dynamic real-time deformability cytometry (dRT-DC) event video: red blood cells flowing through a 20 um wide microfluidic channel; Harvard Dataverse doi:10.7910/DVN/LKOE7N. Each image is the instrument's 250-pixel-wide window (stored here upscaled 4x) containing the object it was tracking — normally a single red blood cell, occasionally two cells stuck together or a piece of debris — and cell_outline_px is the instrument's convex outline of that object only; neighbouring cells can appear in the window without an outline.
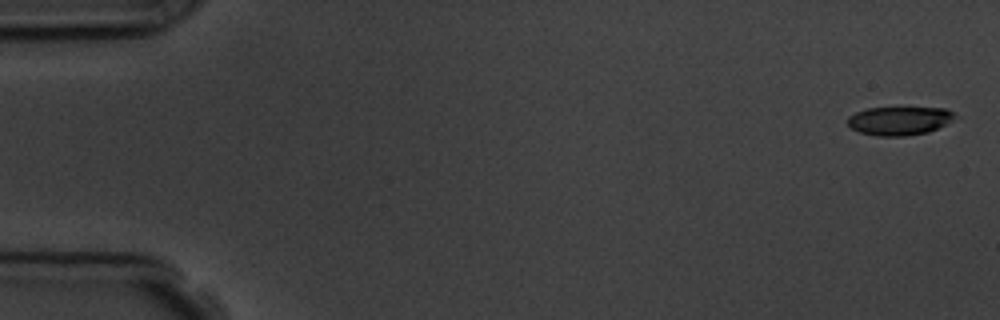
{"species": "common noctule bat (a hibernating species)", "species_latin": "Nyctalus noctula", "temperature_condition": "room temperature", "stored_images_in_passage": 5, "camera_frame_rate_fps": 3000, "um_per_image_px": 0.085, "animal": {"sex": "male", "body_mass_g": 19.5, "forearm_length_mm": 54.6}, "frame": {"image": 1, "passage_image": 1, "time_ms": 0.0, "image_size_px": [1000, 320], "cell_outline_px": [[956, 116], [944, 124], [928, 132], [904, 136], [876, 136], [860, 132], [852, 128], [848, 124], [848, 116], [864, 108], [900, 104], [944, 108], [952, 112]], "centroid_in_image_um": [76.41, 10.19], "position_along_channel_um": 8.6, "area_um2": 18.73}}
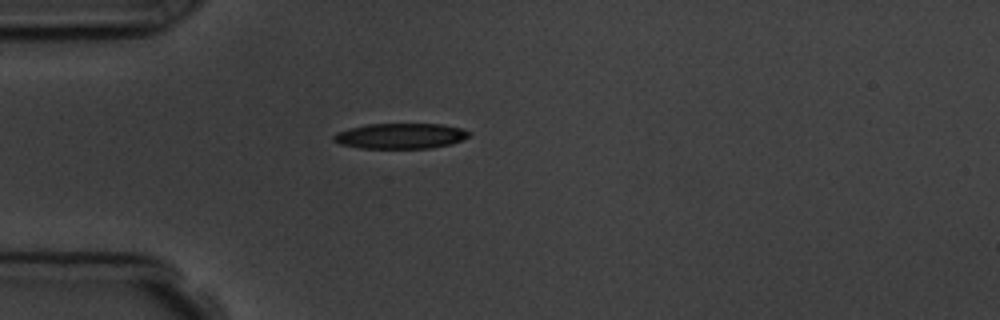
{"frame": {"image": 2, "passage_image": 5, "time_ms": 4.667, "image_size_px": [1000, 320], "cell_outline_px": [[472, 132], [468, 136], [452, 144], [432, 148], [360, 148], [340, 144], [332, 140], [332, 136], [336, 132], [348, 128], [368, 124], [440, 124], [460, 128]], "centroid_in_image_um": [34.0, 11.56], "position_along_channel_um": 51.0, "area_um2": 20.11}}